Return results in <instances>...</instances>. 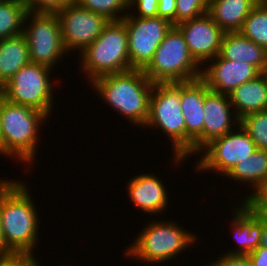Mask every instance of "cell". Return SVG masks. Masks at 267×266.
I'll return each instance as SVG.
<instances>
[{
  "label": "cell",
  "mask_w": 267,
  "mask_h": 266,
  "mask_svg": "<svg viewBox=\"0 0 267 266\" xmlns=\"http://www.w3.org/2000/svg\"><path fill=\"white\" fill-rule=\"evenodd\" d=\"M0 266H40L33 253L14 252L0 258Z\"/></svg>",
  "instance_id": "32"
},
{
  "label": "cell",
  "mask_w": 267,
  "mask_h": 266,
  "mask_svg": "<svg viewBox=\"0 0 267 266\" xmlns=\"http://www.w3.org/2000/svg\"><path fill=\"white\" fill-rule=\"evenodd\" d=\"M76 3L86 10L103 15L109 21H120L128 13V0H76ZM120 12L125 14L121 15Z\"/></svg>",
  "instance_id": "26"
},
{
  "label": "cell",
  "mask_w": 267,
  "mask_h": 266,
  "mask_svg": "<svg viewBox=\"0 0 267 266\" xmlns=\"http://www.w3.org/2000/svg\"><path fill=\"white\" fill-rule=\"evenodd\" d=\"M22 182L1 179L2 231L13 252L33 253L40 239L39 215L28 187Z\"/></svg>",
  "instance_id": "1"
},
{
  "label": "cell",
  "mask_w": 267,
  "mask_h": 266,
  "mask_svg": "<svg viewBox=\"0 0 267 266\" xmlns=\"http://www.w3.org/2000/svg\"><path fill=\"white\" fill-rule=\"evenodd\" d=\"M222 256V257H221ZM215 261L206 266H253L247 255L222 254Z\"/></svg>",
  "instance_id": "33"
},
{
  "label": "cell",
  "mask_w": 267,
  "mask_h": 266,
  "mask_svg": "<svg viewBox=\"0 0 267 266\" xmlns=\"http://www.w3.org/2000/svg\"><path fill=\"white\" fill-rule=\"evenodd\" d=\"M264 75L266 76V78H267V64H266V67H265V70H264Z\"/></svg>",
  "instance_id": "41"
},
{
  "label": "cell",
  "mask_w": 267,
  "mask_h": 266,
  "mask_svg": "<svg viewBox=\"0 0 267 266\" xmlns=\"http://www.w3.org/2000/svg\"><path fill=\"white\" fill-rule=\"evenodd\" d=\"M253 266H267V248L259 246L247 255Z\"/></svg>",
  "instance_id": "35"
},
{
  "label": "cell",
  "mask_w": 267,
  "mask_h": 266,
  "mask_svg": "<svg viewBox=\"0 0 267 266\" xmlns=\"http://www.w3.org/2000/svg\"><path fill=\"white\" fill-rule=\"evenodd\" d=\"M176 27L181 31L191 56L200 67L220 55L225 32L208 13L181 22Z\"/></svg>",
  "instance_id": "13"
},
{
  "label": "cell",
  "mask_w": 267,
  "mask_h": 266,
  "mask_svg": "<svg viewBox=\"0 0 267 266\" xmlns=\"http://www.w3.org/2000/svg\"><path fill=\"white\" fill-rule=\"evenodd\" d=\"M253 214L257 215L265 224H267V209H248Z\"/></svg>",
  "instance_id": "37"
},
{
  "label": "cell",
  "mask_w": 267,
  "mask_h": 266,
  "mask_svg": "<svg viewBox=\"0 0 267 266\" xmlns=\"http://www.w3.org/2000/svg\"><path fill=\"white\" fill-rule=\"evenodd\" d=\"M161 178L154 174H139L128 182L127 192L132 203L147 214L161 213L167 209L168 196ZM149 212V213H148Z\"/></svg>",
  "instance_id": "17"
},
{
  "label": "cell",
  "mask_w": 267,
  "mask_h": 266,
  "mask_svg": "<svg viewBox=\"0 0 267 266\" xmlns=\"http://www.w3.org/2000/svg\"><path fill=\"white\" fill-rule=\"evenodd\" d=\"M127 40L125 22L109 21L96 40L79 54L83 74H87L90 82L103 75L131 69Z\"/></svg>",
  "instance_id": "4"
},
{
  "label": "cell",
  "mask_w": 267,
  "mask_h": 266,
  "mask_svg": "<svg viewBox=\"0 0 267 266\" xmlns=\"http://www.w3.org/2000/svg\"><path fill=\"white\" fill-rule=\"evenodd\" d=\"M90 84L107 105L133 125L144 128L149 116L154 83L143 70L130 69L103 75L95 78Z\"/></svg>",
  "instance_id": "2"
},
{
  "label": "cell",
  "mask_w": 267,
  "mask_h": 266,
  "mask_svg": "<svg viewBox=\"0 0 267 266\" xmlns=\"http://www.w3.org/2000/svg\"><path fill=\"white\" fill-rule=\"evenodd\" d=\"M151 221L125 250V255L145 263L155 264L172 260L191 247L198 237L185 231L174 221ZM193 243V244H192ZM130 256V257H129Z\"/></svg>",
  "instance_id": "5"
},
{
  "label": "cell",
  "mask_w": 267,
  "mask_h": 266,
  "mask_svg": "<svg viewBox=\"0 0 267 266\" xmlns=\"http://www.w3.org/2000/svg\"><path fill=\"white\" fill-rule=\"evenodd\" d=\"M24 24H26L24 34L27 38L30 61L54 68V65L58 63L56 61L67 54L62 42L57 14L28 12Z\"/></svg>",
  "instance_id": "9"
},
{
  "label": "cell",
  "mask_w": 267,
  "mask_h": 266,
  "mask_svg": "<svg viewBox=\"0 0 267 266\" xmlns=\"http://www.w3.org/2000/svg\"><path fill=\"white\" fill-rule=\"evenodd\" d=\"M261 184H267V175H266L265 180H264L263 183H261Z\"/></svg>",
  "instance_id": "42"
},
{
  "label": "cell",
  "mask_w": 267,
  "mask_h": 266,
  "mask_svg": "<svg viewBox=\"0 0 267 266\" xmlns=\"http://www.w3.org/2000/svg\"><path fill=\"white\" fill-rule=\"evenodd\" d=\"M240 32L267 49V2L260 0L244 21Z\"/></svg>",
  "instance_id": "25"
},
{
  "label": "cell",
  "mask_w": 267,
  "mask_h": 266,
  "mask_svg": "<svg viewBox=\"0 0 267 266\" xmlns=\"http://www.w3.org/2000/svg\"><path fill=\"white\" fill-rule=\"evenodd\" d=\"M220 56L229 61H242L255 66L261 73L267 64V49L257 45L240 31L225 32Z\"/></svg>",
  "instance_id": "18"
},
{
  "label": "cell",
  "mask_w": 267,
  "mask_h": 266,
  "mask_svg": "<svg viewBox=\"0 0 267 266\" xmlns=\"http://www.w3.org/2000/svg\"><path fill=\"white\" fill-rule=\"evenodd\" d=\"M14 252L8 247L5 242L3 231H2V222H1V179H0V258L9 256Z\"/></svg>",
  "instance_id": "36"
},
{
  "label": "cell",
  "mask_w": 267,
  "mask_h": 266,
  "mask_svg": "<svg viewBox=\"0 0 267 266\" xmlns=\"http://www.w3.org/2000/svg\"><path fill=\"white\" fill-rule=\"evenodd\" d=\"M260 0H211L208 14L224 32L240 31Z\"/></svg>",
  "instance_id": "21"
},
{
  "label": "cell",
  "mask_w": 267,
  "mask_h": 266,
  "mask_svg": "<svg viewBox=\"0 0 267 266\" xmlns=\"http://www.w3.org/2000/svg\"><path fill=\"white\" fill-rule=\"evenodd\" d=\"M242 204L247 209H267V184H258Z\"/></svg>",
  "instance_id": "30"
},
{
  "label": "cell",
  "mask_w": 267,
  "mask_h": 266,
  "mask_svg": "<svg viewBox=\"0 0 267 266\" xmlns=\"http://www.w3.org/2000/svg\"><path fill=\"white\" fill-rule=\"evenodd\" d=\"M59 18L62 42L67 53L79 49L81 53L101 34L109 20L101 14L70 4L55 12Z\"/></svg>",
  "instance_id": "12"
},
{
  "label": "cell",
  "mask_w": 267,
  "mask_h": 266,
  "mask_svg": "<svg viewBox=\"0 0 267 266\" xmlns=\"http://www.w3.org/2000/svg\"><path fill=\"white\" fill-rule=\"evenodd\" d=\"M239 119L267 109V78L262 72L256 78L238 86L228 94Z\"/></svg>",
  "instance_id": "20"
},
{
  "label": "cell",
  "mask_w": 267,
  "mask_h": 266,
  "mask_svg": "<svg viewBox=\"0 0 267 266\" xmlns=\"http://www.w3.org/2000/svg\"><path fill=\"white\" fill-rule=\"evenodd\" d=\"M260 246L267 248V224L263 222V230L261 233Z\"/></svg>",
  "instance_id": "38"
},
{
  "label": "cell",
  "mask_w": 267,
  "mask_h": 266,
  "mask_svg": "<svg viewBox=\"0 0 267 266\" xmlns=\"http://www.w3.org/2000/svg\"><path fill=\"white\" fill-rule=\"evenodd\" d=\"M202 70L201 79L210 91L228 95L241 84L259 76L261 72L253 65L242 61H229L220 55Z\"/></svg>",
  "instance_id": "15"
},
{
  "label": "cell",
  "mask_w": 267,
  "mask_h": 266,
  "mask_svg": "<svg viewBox=\"0 0 267 266\" xmlns=\"http://www.w3.org/2000/svg\"><path fill=\"white\" fill-rule=\"evenodd\" d=\"M158 16L175 26L176 0H158Z\"/></svg>",
  "instance_id": "34"
},
{
  "label": "cell",
  "mask_w": 267,
  "mask_h": 266,
  "mask_svg": "<svg viewBox=\"0 0 267 266\" xmlns=\"http://www.w3.org/2000/svg\"><path fill=\"white\" fill-rule=\"evenodd\" d=\"M180 102L186 123V157L194 153V140L203 132L205 82H180Z\"/></svg>",
  "instance_id": "16"
},
{
  "label": "cell",
  "mask_w": 267,
  "mask_h": 266,
  "mask_svg": "<svg viewBox=\"0 0 267 266\" xmlns=\"http://www.w3.org/2000/svg\"><path fill=\"white\" fill-rule=\"evenodd\" d=\"M0 154H2V135H1V128H0Z\"/></svg>",
  "instance_id": "39"
},
{
  "label": "cell",
  "mask_w": 267,
  "mask_h": 266,
  "mask_svg": "<svg viewBox=\"0 0 267 266\" xmlns=\"http://www.w3.org/2000/svg\"><path fill=\"white\" fill-rule=\"evenodd\" d=\"M240 125L250 135L259 150H267V109L248 114Z\"/></svg>",
  "instance_id": "27"
},
{
  "label": "cell",
  "mask_w": 267,
  "mask_h": 266,
  "mask_svg": "<svg viewBox=\"0 0 267 266\" xmlns=\"http://www.w3.org/2000/svg\"><path fill=\"white\" fill-rule=\"evenodd\" d=\"M200 68L181 31L172 26L143 72L153 83L189 82L201 78Z\"/></svg>",
  "instance_id": "7"
},
{
  "label": "cell",
  "mask_w": 267,
  "mask_h": 266,
  "mask_svg": "<svg viewBox=\"0 0 267 266\" xmlns=\"http://www.w3.org/2000/svg\"><path fill=\"white\" fill-rule=\"evenodd\" d=\"M238 130H232L227 134L215 138L201 149L202 155L196 162V171H212L224 176L238 164L252 155L257 146L250 135L238 125ZM205 152H204V151ZM215 172H214V171Z\"/></svg>",
  "instance_id": "10"
},
{
  "label": "cell",
  "mask_w": 267,
  "mask_h": 266,
  "mask_svg": "<svg viewBox=\"0 0 267 266\" xmlns=\"http://www.w3.org/2000/svg\"><path fill=\"white\" fill-rule=\"evenodd\" d=\"M47 117L32 107L0 99L2 156L17 158L22 164L27 163L24 165L32 164L37 153L39 125Z\"/></svg>",
  "instance_id": "3"
},
{
  "label": "cell",
  "mask_w": 267,
  "mask_h": 266,
  "mask_svg": "<svg viewBox=\"0 0 267 266\" xmlns=\"http://www.w3.org/2000/svg\"><path fill=\"white\" fill-rule=\"evenodd\" d=\"M50 74L51 68L28 63L3 86V98L11 103L32 107L47 116L50 115L53 113L54 98Z\"/></svg>",
  "instance_id": "8"
},
{
  "label": "cell",
  "mask_w": 267,
  "mask_h": 266,
  "mask_svg": "<svg viewBox=\"0 0 267 266\" xmlns=\"http://www.w3.org/2000/svg\"><path fill=\"white\" fill-rule=\"evenodd\" d=\"M234 209L232 217L231 233L238 242L239 247L235 251H229L228 255H248L260 246L263 221L250 212L242 203Z\"/></svg>",
  "instance_id": "19"
},
{
  "label": "cell",
  "mask_w": 267,
  "mask_h": 266,
  "mask_svg": "<svg viewBox=\"0 0 267 266\" xmlns=\"http://www.w3.org/2000/svg\"><path fill=\"white\" fill-rule=\"evenodd\" d=\"M128 33V52L131 69L144 70L155 51L173 26L168 20L156 17L140 18L133 13L122 19Z\"/></svg>",
  "instance_id": "11"
},
{
  "label": "cell",
  "mask_w": 267,
  "mask_h": 266,
  "mask_svg": "<svg viewBox=\"0 0 267 266\" xmlns=\"http://www.w3.org/2000/svg\"><path fill=\"white\" fill-rule=\"evenodd\" d=\"M3 98V86L0 84V99Z\"/></svg>",
  "instance_id": "40"
},
{
  "label": "cell",
  "mask_w": 267,
  "mask_h": 266,
  "mask_svg": "<svg viewBox=\"0 0 267 266\" xmlns=\"http://www.w3.org/2000/svg\"><path fill=\"white\" fill-rule=\"evenodd\" d=\"M144 127H153V130L155 127L168 135L176 165L186 160V123L181 110L180 82L154 83Z\"/></svg>",
  "instance_id": "6"
},
{
  "label": "cell",
  "mask_w": 267,
  "mask_h": 266,
  "mask_svg": "<svg viewBox=\"0 0 267 266\" xmlns=\"http://www.w3.org/2000/svg\"><path fill=\"white\" fill-rule=\"evenodd\" d=\"M203 108L205 112L203 132L194 140V154L198 155L210 141L234 130L232 127L235 123L236 126L240 125V119L236 112L232 111L233 106L229 96L210 91L206 83Z\"/></svg>",
  "instance_id": "14"
},
{
  "label": "cell",
  "mask_w": 267,
  "mask_h": 266,
  "mask_svg": "<svg viewBox=\"0 0 267 266\" xmlns=\"http://www.w3.org/2000/svg\"><path fill=\"white\" fill-rule=\"evenodd\" d=\"M158 0H128V9L127 11L133 6L134 10L137 8L138 11L137 16L140 18H147V17H156L158 16Z\"/></svg>",
  "instance_id": "31"
},
{
  "label": "cell",
  "mask_w": 267,
  "mask_h": 266,
  "mask_svg": "<svg viewBox=\"0 0 267 266\" xmlns=\"http://www.w3.org/2000/svg\"><path fill=\"white\" fill-rule=\"evenodd\" d=\"M27 38L24 33L0 40V84L5 86L12 76L30 63Z\"/></svg>",
  "instance_id": "22"
},
{
  "label": "cell",
  "mask_w": 267,
  "mask_h": 266,
  "mask_svg": "<svg viewBox=\"0 0 267 266\" xmlns=\"http://www.w3.org/2000/svg\"><path fill=\"white\" fill-rule=\"evenodd\" d=\"M211 0H176L175 26L209 11Z\"/></svg>",
  "instance_id": "28"
},
{
  "label": "cell",
  "mask_w": 267,
  "mask_h": 266,
  "mask_svg": "<svg viewBox=\"0 0 267 266\" xmlns=\"http://www.w3.org/2000/svg\"><path fill=\"white\" fill-rule=\"evenodd\" d=\"M28 12L55 13L66 6L76 3V0H23Z\"/></svg>",
  "instance_id": "29"
},
{
  "label": "cell",
  "mask_w": 267,
  "mask_h": 266,
  "mask_svg": "<svg viewBox=\"0 0 267 266\" xmlns=\"http://www.w3.org/2000/svg\"><path fill=\"white\" fill-rule=\"evenodd\" d=\"M28 13L23 0L0 1V40L24 33V20Z\"/></svg>",
  "instance_id": "24"
},
{
  "label": "cell",
  "mask_w": 267,
  "mask_h": 266,
  "mask_svg": "<svg viewBox=\"0 0 267 266\" xmlns=\"http://www.w3.org/2000/svg\"><path fill=\"white\" fill-rule=\"evenodd\" d=\"M266 175L267 150L257 149L252 155L232 167L225 176L240 183L245 182L254 189L258 184L263 183Z\"/></svg>",
  "instance_id": "23"
}]
</instances>
